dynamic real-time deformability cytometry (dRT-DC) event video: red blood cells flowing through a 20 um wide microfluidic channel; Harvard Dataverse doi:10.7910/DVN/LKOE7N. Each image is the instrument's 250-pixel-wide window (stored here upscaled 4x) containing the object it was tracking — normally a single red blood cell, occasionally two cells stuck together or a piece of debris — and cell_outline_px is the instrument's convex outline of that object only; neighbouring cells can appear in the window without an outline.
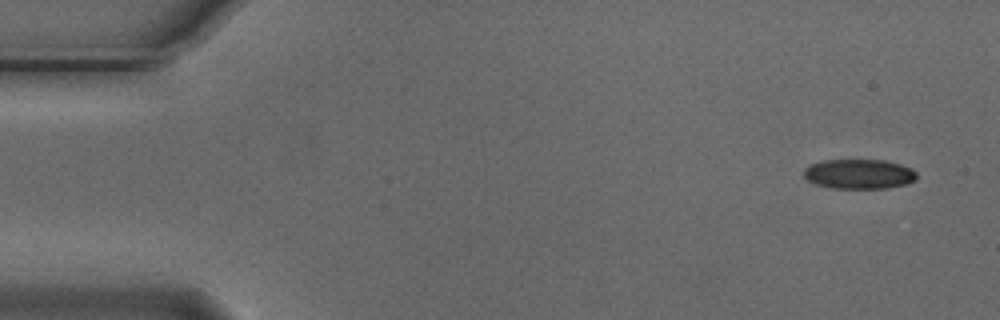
{"species": "Egyptian fruit bat (a non-hibernating species)", "species_latin": "Rousettus aegyptiacus", "temperature_condition": "cold", "stored_images_in_passage": 7, "camera_frame_rate_fps": 3000, "um_per_image_px": 0.085, "animal": {"sex": "male"}, "frame": {"image": 1, "passage_image": 1, "time_ms": 0.0, "image_size_px": [1000, 320], "cell_outline_px": [[916, 180], [908, 184], [888, 188], [832, 188], [816, 184], [808, 180], [804, 176], [804, 168], [808, 164], [820, 160], [884, 160], [900, 164], [912, 168], [916, 172]], "centroid_in_image_um": [73.02, 14.78], "position_along_channel_um": 12.0, "area_um2": 19.77}}
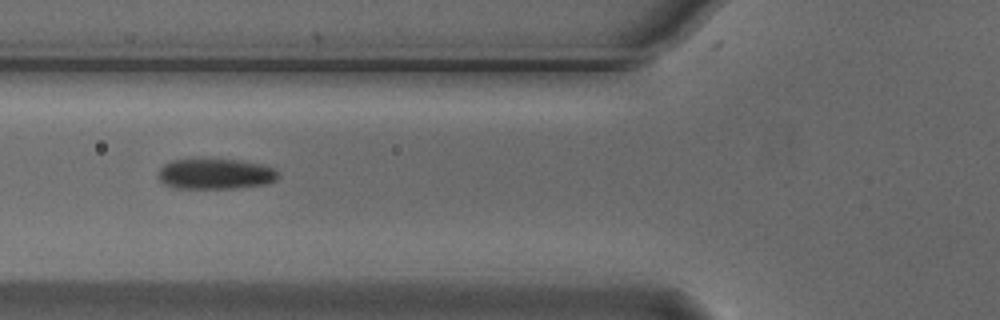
{"frame": {"image": 2, "passage_image": 6, "time_ms": 1.667, "image_size_px": [1000, 320], "cell_outline_px": [[280, 176], [276, 180], [264, 184], [236, 188], [176, 188], [164, 184], [160, 180], [160, 168], [164, 164], [172, 160], [236, 160], [260, 164], [272, 168]], "centroid_in_image_um": [18.31, 14.8], "position_along_channel_um": 107.5, "area_um2": 20.87}}
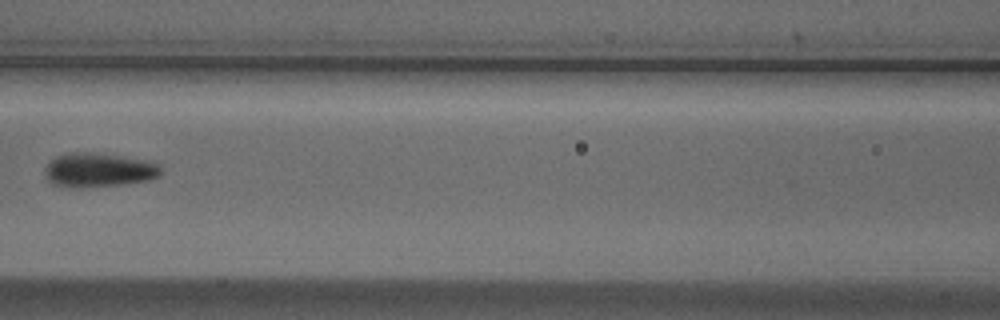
{"frame": {"image": 3, "passage_image": 7, "time_ms": 2.0, "image_size_px": [1000, 320], "cell_outline_px": [[160, 176], [148, 180], [128, 184], [80, 188], [72, 188], [52, 184], [48, 180], [44, 172], [44, 168], [56, 156], [68, 152], [92, 152], [152, 160], [160, 164]], "centroid_in_image_um": [8.41, 14.45], "position_along_channel_um": 158.2, "area_um2": 23.58}}